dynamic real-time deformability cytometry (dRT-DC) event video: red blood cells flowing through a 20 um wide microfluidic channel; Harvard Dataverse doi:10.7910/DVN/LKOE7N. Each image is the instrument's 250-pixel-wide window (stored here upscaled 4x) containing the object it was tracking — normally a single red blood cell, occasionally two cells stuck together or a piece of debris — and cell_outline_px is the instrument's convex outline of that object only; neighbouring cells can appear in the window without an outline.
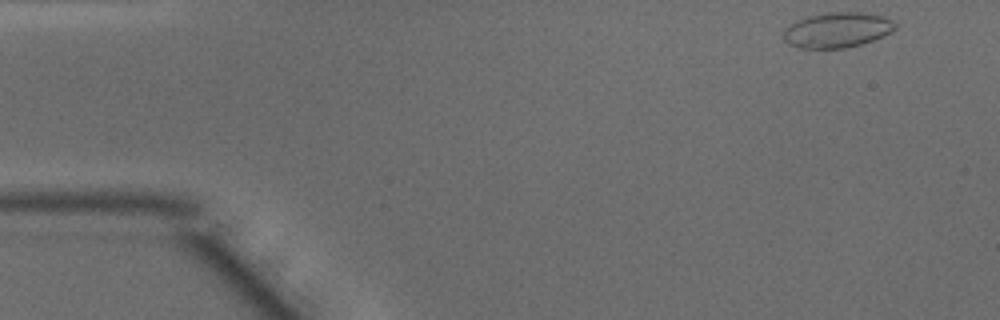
{"species": "common noctule bat (a hibernating species)", "species_latin": "Nyctalus noctula", "temperature_condition": "warm", "stored_images_in_passage": 46, "camera_frame_rate_fps": 3000, "um_per_image_px": 0.085, "animal": {"sex": "male", "body_mass_g": 15.6}, "frame": {"image": 1, "passage_image": 1, "time_ms": 0.0, "image_size_px": [1000, 320], "cell_outline_px": [[896, 28], [892, 32], [884, 36], [860, 44], [844, 48], [800, 48], [788, 44], [784, 40], [784, 28], [796, 20], [808, 16], [828, 12], [860, 12], [884, 16], [892, 20], [896, 24]], "centroid_in_image_um": [71.16, 2.54], "position_along_channel_um": 13.8, "area_um2": 23.0}}
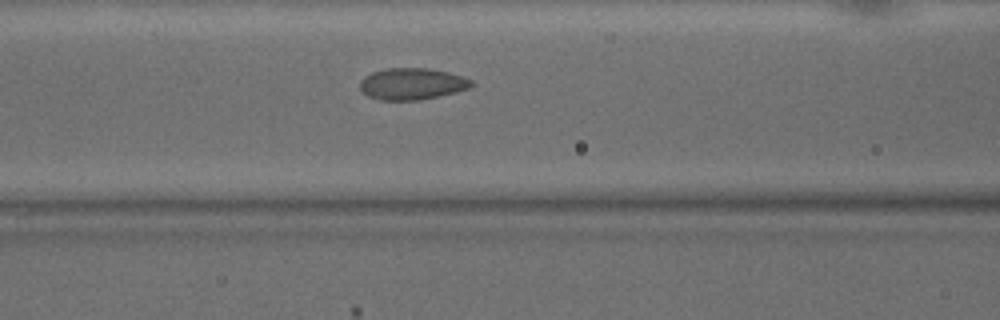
{"frame": {"image": 2, "passage_image": 17, "time_ms": 5.333, "image_size_px": [1000, 320], "cell_outline_px": [[472, 84], [468, 88], [456, 92], [420, 100], [380, 100], [368, 96], [360, 92], [360, 80], [364, 76], [372, 72], [384, 68], [428, 68], [448, 72], [472, 80]], "centroid_in_image_um": [34.96, 7.13], "position_along_channel_um": 131.6, "area_um2": 20.58}}
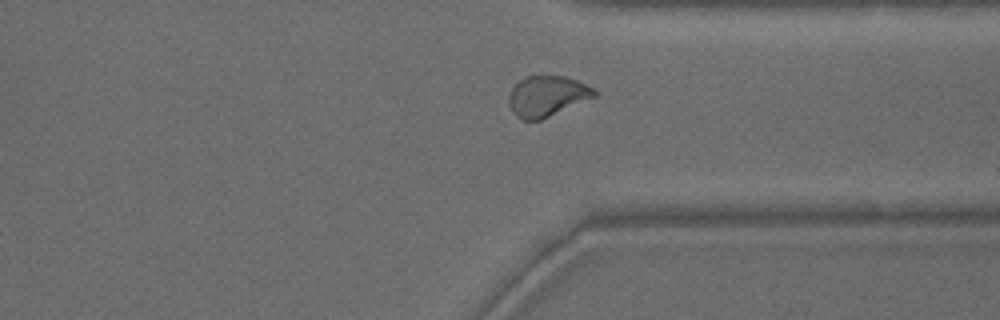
{"frame": {"image": 3, "passage_image": 34, "time_ms": 11.0, "image_size_px": [1000, 320], "cell_outline_px": [[596, 96], [540, 120], [520, 120], [512, 112], [508, 104], [508, 96], [512, 88], [524, 76], [564, 76], [576, 80], [592, 88], [596, 92]], "centroid_in_image_um": [46.44, 8.18], "position_along_channel_um": 365.0, "area_um2": 20.06}, "authors_computed_cell_mechanics": {"area_um2": 20.8658, "velocity_mm_per_s": 4.1232, "shape_relaxation_time_tau1_ms": null, "shape_relaxation_time_tau2_ms": 0.9023, "deformation_change_tau1": null, "deformation_change_tau2": 0.0506}}